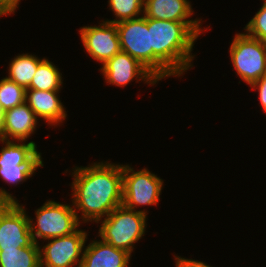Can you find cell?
<instances>
[{"label": "cell", "mask_w": 266, "mask_h": 267, "mask_svg": "<svg viewBox=\"0 0 266 267\" xmlns=\"http://www.w3.org/2000/svg\"><path fill=\"white\" fill-rule=\"evenodd\" d=\"M72 169L71 201L79 221L97 223L122 205V164L102 161Z\"/></svg>", "instance_id": "1"}, {"label": "cell", "mask_w": 266, "mask_h": 267, "mask_svg": "<svg viewBox=\"0 0 266 267\" xmlns=\"http://www.w3.org/2000/svg\"><path fill=\"white\" fill-rule=\"evenodd\" d=\"M202 22H178L148 19L153 75L160 81L170 76L180 77L192 69V55L197 38L207 29Z\"/></svg>", "instance_id": "2"}, {"label": "cell", "mask_w": 266, "mask_h": 267, "mask_svg": "<svg viewBox=\"0 0 266 267\" xmlns=\"http://www.w3.org/2000/svg\"><path fill=\"white\" fill-rule=\"evenodd\" d=\"M148 210H133L123 204L115 208L100 223L98 237L117 249L124 250L130 255L135 243L144 236Z\"/></svg>", "instance_id": "3"}, {"label": "cell", "mask_w": 266, "mask_h": 267, "mask_svg": "<svg viewBox=\"0 0 266 267\" xmlns=\"http://www.w3.org/2000/svg\"><path fill=\"white\" fill-rule=\"evenodd\" d=\"M0 178L9 185H18L30 179L43 167L41 153L34 141H14L0 138ZM27 142V143H26Z\"/></svg>", "instance_id": "4"}, {"label": "cell", "mask_w": 266, "mask_h": 267, "mask_svg": "<svg viewBox=\"0 0 266 267\" xmlns=\"http://www.w3.org/2000/svg\"><path fill=\"white\" fill-rule=\"evenodd\" d=\"M35 221L29 216L30 231L33 241H47L51 238L65 236L75 232L82 224L78 218L73 205L62 204L47 200L35 211Z\"/></svg>", "instance_id": "5"}, {"label": "cell", "mask_w": 266, "mask_h": 267, "mask_svg": "<svg viewBox=\"0 0 266 267\" xmlns=\"http://www.w3.org/2000/svg\"><path fill=\"white\" fill-rule=\"evenodd\" d=\"M235 73L251 85L266 74V43L246 33L235 34L229 51Z\"/></svg>", "instance_id": "6"}, {"label": "cell", "mask_w": 266, "mask_h": 267, "mask_svg": "<svg viewBox=\"0 0 266 267\" xmlns=\"http://www.w3.org/2000/svg\"><path fill=\"white\" fill-rule=\"evenodd\" d=\"M163 179L147 168L135 171L129 164L123 165V205L136 209L139 206L157 205L163 189Z\"/></svg>", "instance_id": "7"}, {"label": "cell", "mask_w": 266, "mask_h": 267, "mask_svg": "<svg viewBox=\"0 0 266 267\" xmlns=\"http://www.w3.org/2000/svg\"><path fill=\"white\" fill-rule=\"evenodd\" d=\"M88 235L78 228L71 234L48 239L39 247L41 267H80Z\"/></svg>", "instance_id": "8"}, {"label": "cell", "mask_w": 266, "mask_h": 267, "mask_svg": "<svg viewBox=\"0 0 266 267\" xmlns=\"http://www.w3.org/2000/svg\"><path fill=\"white\" fill-rule=\"evenodd\" d=\"M121 50L137 59L153 74V50L151 48L148 18L144 15L115 23Z\"/></svg>", "instance_id": "9"}, {"label": "cell", "mask_w": 266, "mask_h": 267, "mask_svg": "<svg viewBox=\"0 0 266 267\" xmlns=\"http://www.w3.org/2000/svg\"><path fill=\"white\" fill-rule=\"evenodd\" d=\"M25 209L20 203H4L0 208V250L28 247L34 242Z\"/></svg>", "instance_id": "10"}, {"label": "cell", "mask_w": 266, "mask_h": 267, "mask_svg": "<svg viewBox=\"0 0 266 267\" xmlns=\"http://www.w3.org/2000/svg\"><path fill=\"white\" fill-rule=\"evenodd\" d=\"M78 32L89 56L102 65L121 51L115 23L103 20L99 26H84Z\"/></svg>", "instance_id": "11"}, {"label": "cell", "mask_w": 266, "mask_h": 267, "mask_svg": "<svg viewBox=\"0 0 266 267\" xmlns=\"http://www.w3.org/2000/svg\"><path fill=\"white\" fill-rule=\"evenodd\" d=\"M107 84L125 87L134 79L149 85H156L159 80L137 59L124 51L118 52L99 69Z\"/></svg>", "instance_id": "12"}, {"label": "cell", "mask_w": 266, "mask_h": 267, "mask_svg": "<svg viewBox=\"0 0 266 267\" xmlns=\"http://www.w3.org/2000/svg\"><path fill=\"white\" fill-rule=\"evenodd\" d=\"M60 90L26 89L25 102L38 119L45 120L48 126H59L67 117L66 109L59 98ZM63 121V122H62Z\"/></svg>", "instance_id": "13"}, {"label": "cell", "mask_w": 266, "mask_h": 267, "mask_svg": "<svg viewBox=\"0 0 266 267\" xmlns=\"http://www.w3.org/2000/svg\"><path fill=\"white\" fill-rule=\"evenodd\" d=\"M38 118L26 102L4 111L0 138L28 141L38 127Z\"/></svg>", "instance_id": "14"}, {"label": "cell", "mask_w": 266, "mask_h": 267, "mask_svg": "<svg viewBox=\"0 0 266 267\" xmlns=\"http://www.w3.org/2000/svg\"><path fill=\"white\" fill-rule=\"evenodd\" d=\"M84 247L80 267H129L131 255L102 239L92 240Z\"/></svg>", "instance_id": "15"}, {"label": "cell", "mask_w": 266, "mask_h": 267, "mask_svg": "<svg viewBox=\"0 0 266 267\" xmlns=\"http://www.w3.org/2000/svg\"><path fill=\"white\" fill-rule=\"evenodd\" d=\"M193 12L189 0H144L143 15L148 19L201 22V18L189 19Z\"/></svg>", "instance_id": "16"}, {"label": "cell", "mask_w": 266, "mask_h": 267, "mask_svg": "<svg viewBox=\"0 0 266 267\" xmlns=\"http://www.w3.org/2000/svg\"><path fill=\"white\" fill-rule=\"evenodd\" d=\"M45 59L29 53L14 56L9 63L8 79L27 89L30 86L38 65Z\"/></svg>", "instance_id": "17"}, {"label": "cell", "mask_w": 266, "mask_h": 267, "mask_svg": "<svg viewBox=\"0 0 266 267\" xmlns=\"http://www.w3.org/2000/svg\"><path fill=\"white\" fill-rule=\"evenodd\" d=\"M39 245L33 242L28 247L0 250V267H41Z\"/></svg>", "instance_id": "18"}, {"label": "cell", "mask_w": 266, "mask_h": 267, "mask_svg": "<svg viewBox=\"0 0 266 267\" xmlns=\"http://www.w3.org/2000/svg\"><path fill=\"white\" fill-rule=\"evenodd\" d=\"M62 73L59 68L50 60L45 58L36 70V73L31 80L30 86L27 89L51 91L61 90L63 87Z\"/></svg>", "instance_id": "19"}, {"label": "cell", "mask_w": 266, "mask_h": 267, "mask_svg": "<svg viewBox=\"0 0 266 267\" xmlns=\"http://www.w3.org/2000/svg\"><path fill=\"white\" fill-rule=\"evenodd\" d=\"M108 4L109 9L115 15V19L105 20L107 22L117 23L143 15L144 0H108Z\"/></svg>", "instance_id": "20"}, {"label": "cell", "mask_w": 266, "mask_h": 267, "mask_svg": "<svg viewBox=\"0 0 266 267\" xmlns=\"http://www.w3.org/2000/svg\"><path fill=\"white\" fill-rule=\"evenodd\" d=\"M26 89L6 77L0 80V106L3 111L25 102Z\"/></svg>", "instance_id": "21"}, {"label": "cell", "mask_w": 266, "mask_h": 267, "mask_svg": "<svg viewBox=\"0 0 266 267\" xmlns=\"http://www.w3.org/2000/svg\"><path fill=\"white\" fill-rule=\"evenodd\" d=\"M261 8L244 27V32L266 43V1H263Z\"/></svg>", "instance_id": "22"}, {"label": "cell", "mask_w": 266, "mask_h": 267, "mask_svg": "<svg viewBox=\"0 0 266 267\" xmlns=\"http://www.w3.org/2000/svg\"><path fill=\"white\" fill-rule=\"evenodd\" d=\"M250 87H252V90H255V92L256 90L258 91L260 105L263 108V112L266 113V74L258 81L251 84Z\"/></svg>", "instance_id": "23"}, {"label": "cell", "mask_w": 266, "mask_h": 267, "mask_svg": "<svg viewBox=\"0 0 266 267\" xmlns=\"http://www.w3.org/2000/svg\"><path fill=\"white\" fill-rule=\"evenodd\" d=\"M21 0H0V17L14 14Z\"/></svg>", "instance_id": "24"}, {"label": "cell", "mask_w": 266, "mask_h": 267, "mask_svg": "<svg viewBox=\"0 0 266 267\" xmlns=\"http://www.w3.org/2000/svg\"><path fill=\"white\" fill-rule=\"evenodd\" d=\"M176 267H213L203 261L174 256Z\"/></svg>", "instance_id": "25"}, {"label": "cell", "mask_w": 266, "mask_h": 267, "mask_svg": "<svg viewBox=\"0 0 266 267\" xmlns=\"http://www.w3.org/2000/svg\"><path fill=\"white\" fill-rule=\"evenodd\" d=\"M4 203H19L14 195L7 192L3 187H0V208L4 205Z\"/></svg>", "instance_id": "26"}, {"label": "cell", "mask_w": 266, "mask_h": 267, "mask_svg": "<svg viewBox=\"0 0 266 267\" xmlns=\"http://www.w3.org/2000/svg\"><path fill=\"white\" fill-rule=\"evenodd\" d=\"M3 114H4V111L1 109V106H0V134H1V129H2Z\"/></svg>", "instance_id": "27"}]
</instances>
